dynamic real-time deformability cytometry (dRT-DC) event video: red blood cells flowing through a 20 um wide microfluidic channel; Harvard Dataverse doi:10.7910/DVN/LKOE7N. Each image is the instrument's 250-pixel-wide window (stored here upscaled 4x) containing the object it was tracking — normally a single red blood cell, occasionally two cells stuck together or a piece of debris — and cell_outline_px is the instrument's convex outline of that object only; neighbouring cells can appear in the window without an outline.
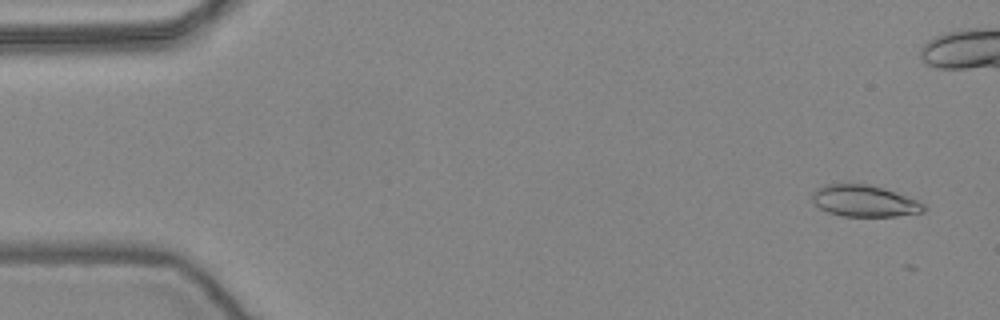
{"species": "common noctule bat (a hibernating species)", "species_latin": "Nyctalus noctula", "temperature_condition": "warm", "stored_images_in_passage": 10, "camera_frame_rate_fps": 3000, "um_per_image_px": 0.085, "animal": {"sex": "female", "body_mass_g": 24.6, "forearm_length_mm": 56.2}, "frame": {"image": 1, "passage_image": 3, "time_ms": 0.667, "image_size_px": [1000, 320], "cell_outline_px": [[924, 212], [896, 216], [840, 216], [828, 212], [820, 208], [812, 200], [812, 192], [816, 188], [824, 184], [864, 184], [880, 188], [916, 200], [924, 204]], "centroid_in_image_um": [73.4, 17.09], "position_along_channel_um": 11.6, "area_um2": 20.11}}